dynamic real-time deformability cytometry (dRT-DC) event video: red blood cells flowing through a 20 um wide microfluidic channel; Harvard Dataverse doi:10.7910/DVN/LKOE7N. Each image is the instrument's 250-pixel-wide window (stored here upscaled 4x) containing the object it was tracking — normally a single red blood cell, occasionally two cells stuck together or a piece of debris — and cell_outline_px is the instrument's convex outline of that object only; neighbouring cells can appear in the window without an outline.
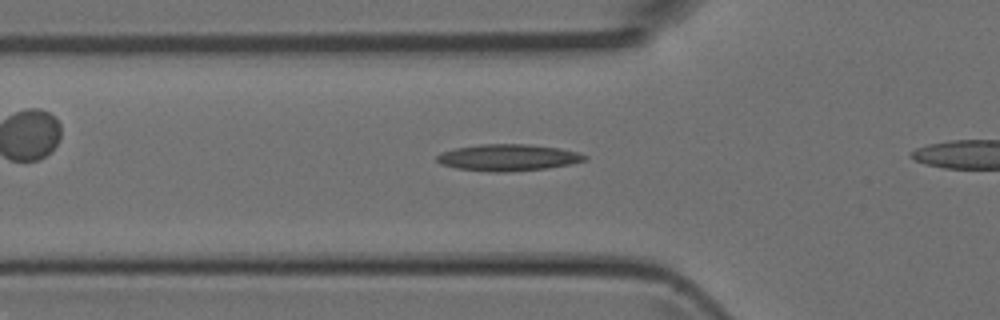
{"species": "Egyptian fruit bat (a non-hibernating species)", "species_latin": "Rousettus aegyptiacus", "temperature_condition": "room temperature", "stored_images_in_passage": 29, "camera_frame_rate_fps": 3000, "um_per_image_px": 0.085, "animal": {"sex": "female"}, "frame": {"image": 1, "passage_image": 7, "time_ms": 2.0, "image_size_px": [1000, 320], "cell_outline_px": [[588, 160], [548, 168], [508, 172], [492, 172], [456, 168], [440, 164], [436, 160], [436, 156], [440, 152], [456, 148], [480, 144], [528, 144], [560, 148], [580, 152], [588, 156]], "centroid_in_image_um": [43.2, 13.39], "position_along_channel_um": 82.6, "area_um2": 23.12}}
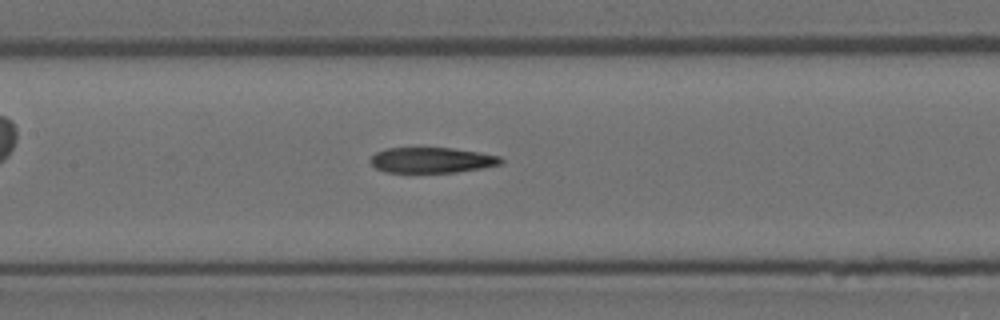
{"frame": {"image": 2, "passage_image": 13, "time_ms": 4.0, "image_size_px": [1000, 320], "cell_outline_px": [[504, 160], [500, 164], [480, 168], [456, 172], [384, 172], [376, 168], [372, 164], [372, 156], [376, 152], [388, 148], [452, 148], [480, 152], [500, 156]], "centroid_in_image_um": [36.72, 13.61], "position_along_channel_um": 170.7, "area_um2": 19.19}}
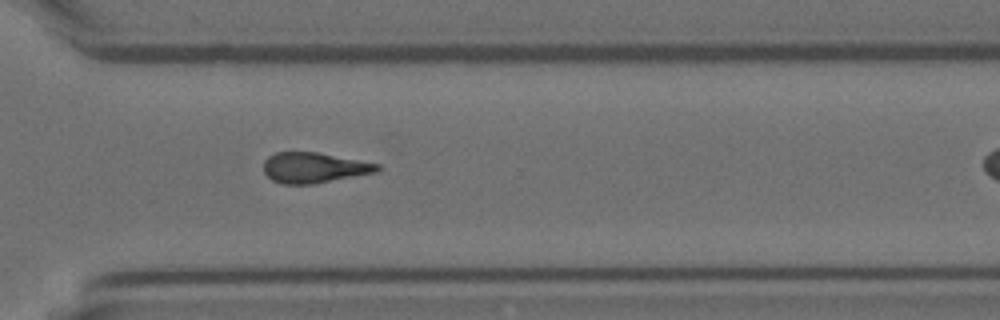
{"frame": {"image": 3, "passage_image": 25, "time_ms": 8.0, "image_size_px": [1000, 320], "cell_outline_px": [[384, 168], [380, 172], [312, 184], [280, 184], [272, 180], [264, 172], [264, 160], [268, 156], [276, 152], [316, 152], [380, 164]], "centroid_in_image_um": [26.73, 14.26], "position_along_channel_um": 343.9, "area_um2": 20.35}}